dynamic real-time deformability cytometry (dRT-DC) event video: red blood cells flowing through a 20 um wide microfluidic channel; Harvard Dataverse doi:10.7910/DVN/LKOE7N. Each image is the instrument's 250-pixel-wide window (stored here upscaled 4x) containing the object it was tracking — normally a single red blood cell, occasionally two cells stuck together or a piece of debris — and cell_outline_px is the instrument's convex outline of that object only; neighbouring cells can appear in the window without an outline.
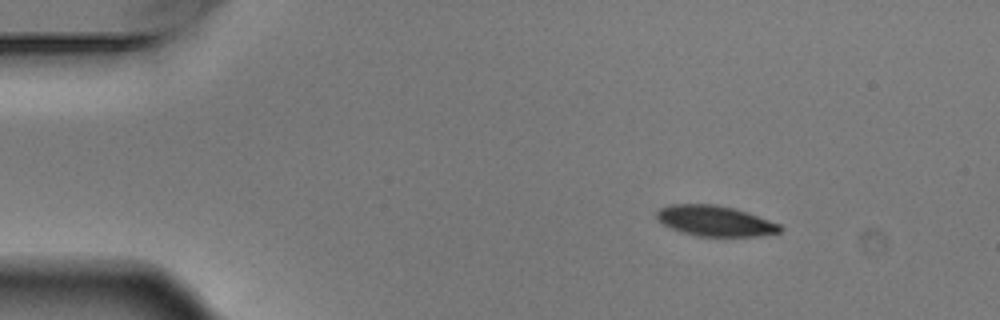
{"species": "Egyptian fruit bat (a non-hibernating species)", "species_latin": "Rousettus aegyptiacus", "temperature_condition": "warm", "stored_images_in_passage": 5, "camera_frame_rate_fps": 3000, "um_per_image_px": 0.085, "animal": {"sex": "male"}, "frame": {"image": 1, "passage_image": 1, "time_ms": 0.0, "image_size_px": [1000, 320], "cell_outline_px": [[784, 228], [780, 232], [756, 236], [700, 236], [684, 232], [672, 228], [664, 224], [656, 216], [656, 212], [660, 208], [672, 204], [716, 204], [748, 212], [780, 224]], "centroid_in_image_um": [60.81, 18.77], "position_along_channel_um": 24.2, "area_um2": 21.68}}
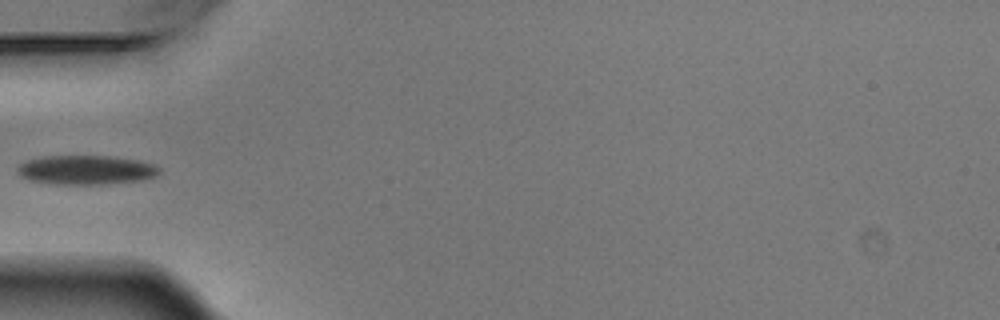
{"frame": {"image": 2, "passage_image": 4, "time_ms": 1.0, "image_size_px": [1000, 320], "cell_outline_px": [[160, 172], [156, 176], [144, 180], [104, 184], [52, 184], [28, 180], [20, 176], [16, 172], [16, 168], [20, 164], [28, 160], [44, 156], [112, 156], [140, 160], [156, 164], [160, 168]], "centroid_in_image_um": [7.34, 14.44], "position_along_channel_um": 77.7, "area_um2": 24.51}}
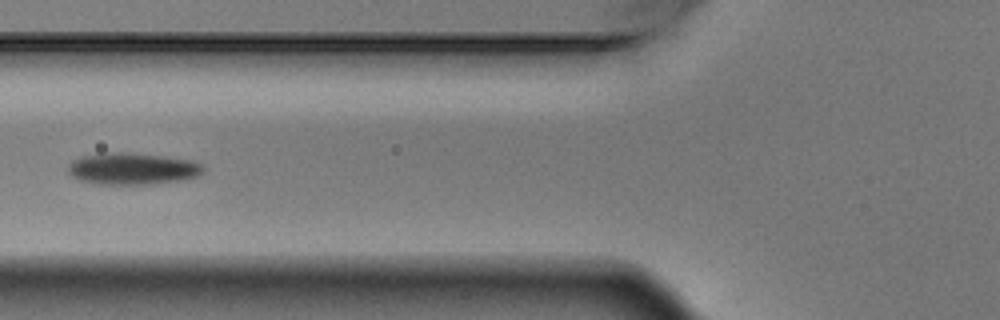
{"frame": {"image": 3, "passage_image": 5, "time_ms": 1.333, "image_size_px": [1000, 320], "cell_outline_px": [[204, 172], [200, 176], [184, 180], [152, 184], [96, 184], [80, 180], [72, 176], [68, 172], [68, 164], [72, 160], [84, 156], [108, 152], [124, 152], [160, 156], [192, 160], [204, 164]], "centroid_in_image_um": [11.3, 14.35], "position_along_channel_um": 114.5, "area_um2": 25.2}}